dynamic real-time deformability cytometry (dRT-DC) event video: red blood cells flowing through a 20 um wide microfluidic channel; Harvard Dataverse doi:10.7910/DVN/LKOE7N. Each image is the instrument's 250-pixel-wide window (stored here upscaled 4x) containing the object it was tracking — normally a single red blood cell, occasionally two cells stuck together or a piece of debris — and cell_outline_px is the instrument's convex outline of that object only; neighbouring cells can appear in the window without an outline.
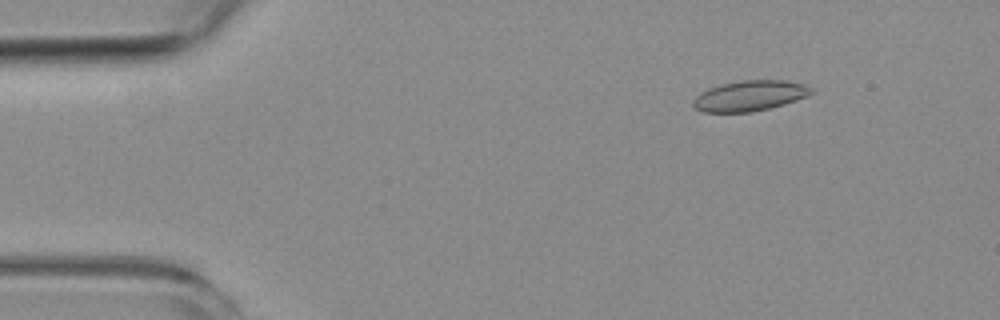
{"species": "common noctule bat (a hibernating species)", "species_latin": "Nyctalus noctula", "temperature_condition": "room temperature", "stored_images_in_passage": 6, "camera_frame_rate_fps": 3000, "um_per_image_px": 0.085, "animal": {"sex": "female", "body_mass_g": 19.3, "forearm_length_mm": 54.1}, "frame": {"image": 1, "passage_image": 2, "time_ms": 1.333, "image_size_px": [1000, 320], "cell_outline_px": [[816, 92], [808, 96], [784, 104], [752, 112], [704, 112], [696, 108], [692, 104], [692, 100], [700, 92], [708, 88], [720, 84], [740, 80], [788, 80], [804, 84], [812, 88]], "centroid_in_image_um": [63.74, 8.13], "position_along_channel_um": 21.3, "area_um2": 21.15}}
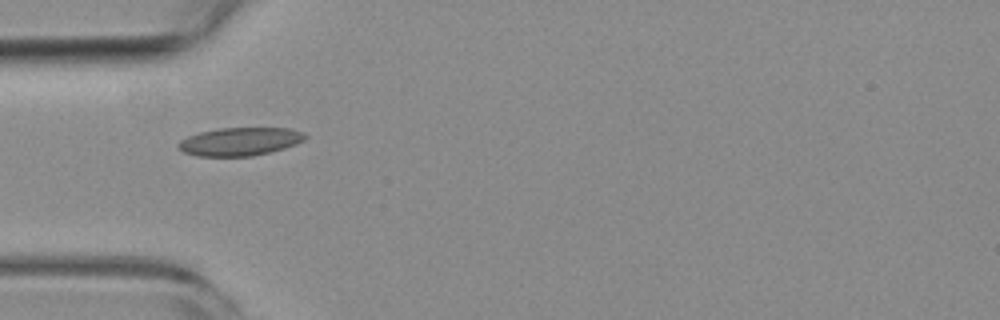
{"frame": {"image": 2, "passage_image": 5, "time_ms": 4.667, "image_size_px": [1000, 320], "cell_outline_px": [[308, 136], [304, 140], [296, 144], [284, 148], [252, 156], [196, 156], [184, 152], [176, 144], [180, 140], [188, 136], [200, 132], [220, 128], [292, 128], [304, 132]], "centroid_in_image_um": [20.41, 12.02], "position_along_channel_um": 64.6, "area_um2": 20.81}}
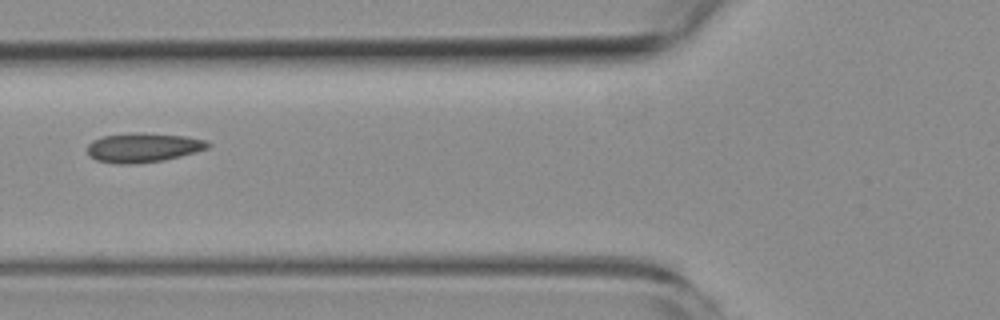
{"frame": {"image": 3, "passage_image": 6, "time_ms": 6.0, "image_size_px": [1000, 320], "cell_outline_px": [[212, 144], [208, 148], [196, 152], [180, 156], [160, 160], [128, 164], [120, 164], [96, 160], [88, 152], [88, 144], [92, 140], [100, 136], [132, 132], [140, 132], [188, 136], [208, 140]], "centroid_in_image_um": [12.2, 12.51], "position_along_channel_um": 113.6, "area_um2": 20.69}}